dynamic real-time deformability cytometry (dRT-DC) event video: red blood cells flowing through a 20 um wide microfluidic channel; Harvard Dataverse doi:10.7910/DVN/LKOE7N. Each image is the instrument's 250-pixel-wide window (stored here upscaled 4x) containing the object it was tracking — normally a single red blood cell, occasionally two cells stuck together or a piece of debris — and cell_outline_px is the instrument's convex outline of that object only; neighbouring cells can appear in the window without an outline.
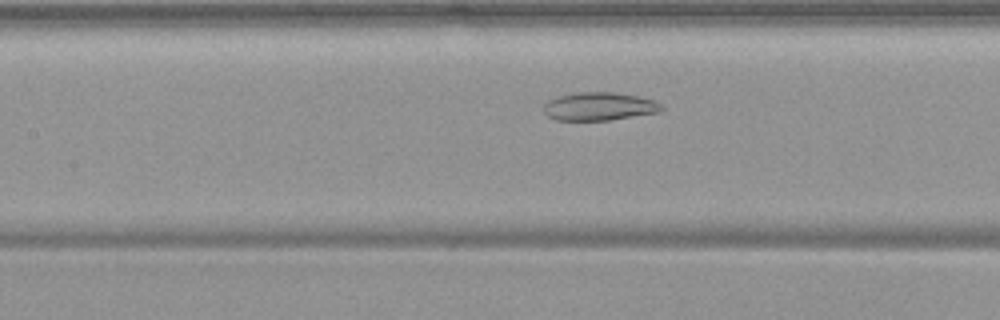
{"species": "common noctule bat (a hibernating species)", "species_latin": "Nyctalus noctula", "temperature_condition": "warm", "stored_images_in_passage": 16, "camera_frame_rate_fps": 3000, "um_per_image_px": 0.085, "animal": {"sex": "female", "body_mass_g": 19.9}, "frame": {"image": 1, "passage_image": 14, "time_ms": 4.333, "image_size_px": [1000, 320], "cell_outline_px": [[664, 108], [660, 112], [608, 120], [556, 120], [548, 116], [544, 112], [544, 104], [548, 100], [560, 96], [576, 92], [612, 92], [636, 96], [656, 100], [664, 104]], "centroid_in_image_um": [50.97, 9.04], "position_along_channel_um": 156.4, "area_um2": 19.36}}